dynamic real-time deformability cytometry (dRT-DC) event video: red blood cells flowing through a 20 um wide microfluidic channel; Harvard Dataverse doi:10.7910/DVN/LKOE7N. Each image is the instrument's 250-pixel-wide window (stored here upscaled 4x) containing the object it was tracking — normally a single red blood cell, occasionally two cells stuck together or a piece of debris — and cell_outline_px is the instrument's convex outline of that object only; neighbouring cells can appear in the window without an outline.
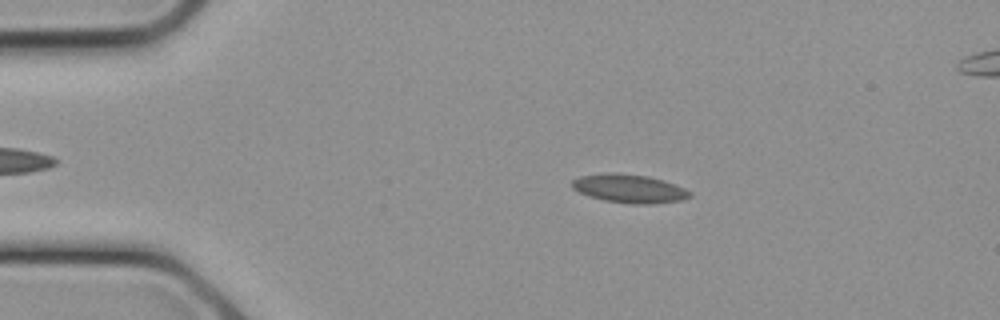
{"species": "common noctule bat (a hibernating species)", "species_latin": "Nyctalus noctula", "temperature_condition": "cold", "stored_images_in_passage": 6, "camera_frame_rate_fps": 3000, "um_per_image_px": 0.085, "animal": {"sex": "female", "body_mass_g": 21.9}, "frame": {"image": 1, "passage_image": 2, "time_ms": 0.333, "image_size_px": [1000, 320], "cell_outline_px": [[692, 196], [680, 200], [652, 204], [636, 204], [604, 200], [580, 192], [572, 188], [572, 180], [580, 176], [604, 172], [616, 172], [648, 176], [664, 180], [684, 188], [692, 192]], "centroid_in_image_um": [53.5, 16.01], "position_along_channel_um": 31.5, "area_um2": 19.54}}
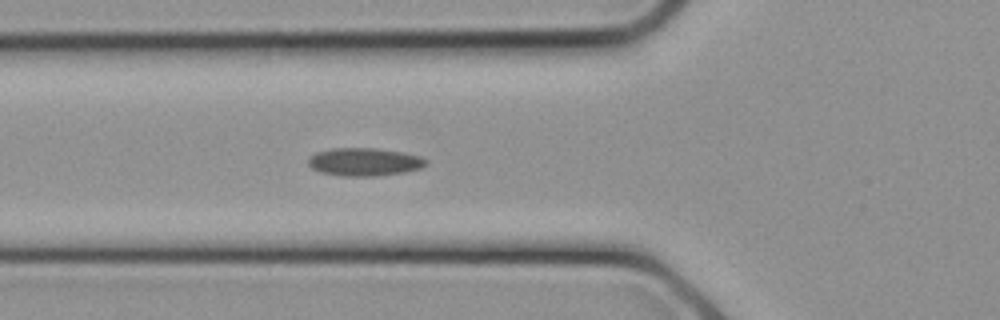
{"frame": {"image": 2, "passage_image": 6, "time_ms": 1.667, "image_size_px": [1000, 320], "cell_outline_px": [[428, 164], [420, 168], [404, 172], [376, 176], [340, 176], [320, 172], [312, 168], [308, 164], [308, 156], [316, 152], [332, 148], [376, 148], [400, 152], [420, 156], [428, 160]], "centroid_in_image_um": [30.95, 13.76], "position_along_channel_um": 94.9, "area_um2": 19.31}}